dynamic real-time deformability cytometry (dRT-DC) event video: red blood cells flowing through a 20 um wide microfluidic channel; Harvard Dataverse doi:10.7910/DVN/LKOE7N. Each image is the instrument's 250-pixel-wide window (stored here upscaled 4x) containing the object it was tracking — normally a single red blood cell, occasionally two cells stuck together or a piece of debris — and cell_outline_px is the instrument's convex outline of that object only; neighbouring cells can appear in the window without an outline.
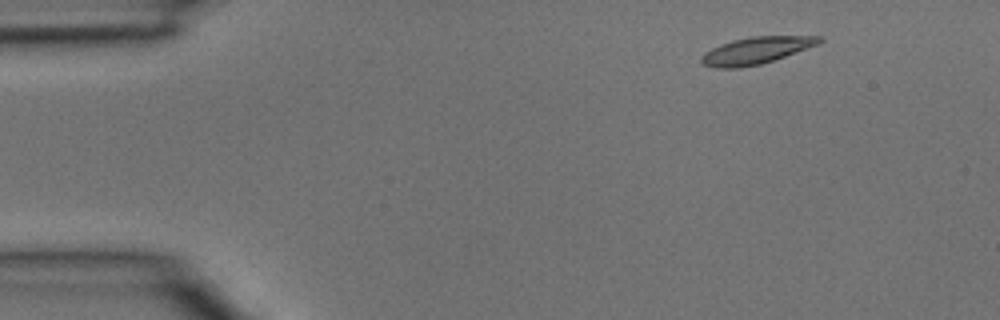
{"species": "common noctule bat (a hibernating species)", "species_latin": "Nyctalus noctula", "temperature_condition": "room temperature", "stored_images_in_passage": 3, "segment_of_instrument_passage": [1, 2], "camera_frame_rate_fps": 3000, "um_per_image_px": 0.085, "animal": {"sex": "male", "body_mass_g": 15.6}, "frame": {"image": 1, "passage_image": 1, "time_ms": 0.0, "image_size_px": [1000, 320], "cell_outline_px": [[824, 40], [820, 44], [760, 64], [740, 68], [716, 68], [704, 64], [700, 60], [700, 56], [704, 52], [720, 44], [732, 40], [752, 36], [824, 36]], "centroid_in_image_um": [64.27, 4.28], "position_along_channel_um": 20.7, "area_um2": 18.5}}